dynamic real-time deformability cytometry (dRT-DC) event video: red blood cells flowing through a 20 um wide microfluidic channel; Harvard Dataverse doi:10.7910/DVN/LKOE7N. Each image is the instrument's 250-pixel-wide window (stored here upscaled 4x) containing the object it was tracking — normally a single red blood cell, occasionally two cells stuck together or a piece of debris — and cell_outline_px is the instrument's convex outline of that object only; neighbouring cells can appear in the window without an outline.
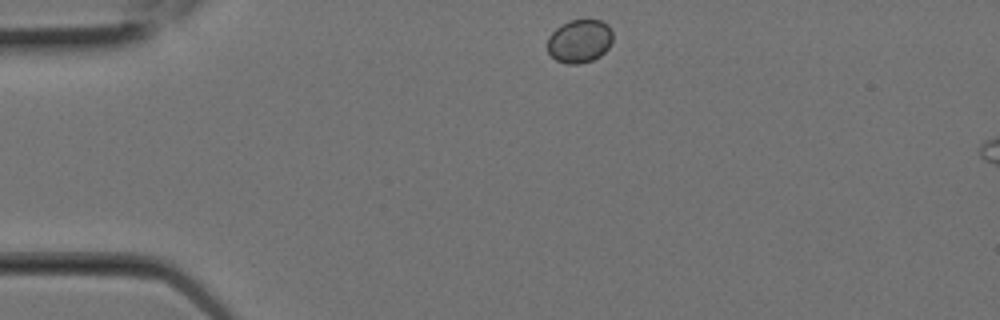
{"species": "Egyptian fruit bat (a non-hibernating species)", "species_latin": "Rousettus aegyptiacus", "temperature_condition": "room temperature", "stored_images_in_passage": 4, "camera_frame_rate_fps": 3000, "um_per_image_px": 0.085, "animal": {"sex": "female"}, "frame": {"image": 1, "passage_image": 1, "time_ms": 0.0, "image_size_px": [1000, 320], "cell_outline_px": [[612, 40], [608, 48], [600, 56], [592, 60], [580, 64], [568, 64], [556, 60], [548, 52], [548, 36], [560, 24], [568, 20], [600, 20], [608, 24], [612, 32]], "centroid_in_image_um": [49.25, 3.48], "position_along_channel_um": 35.7, "area_um2": 16.59}}
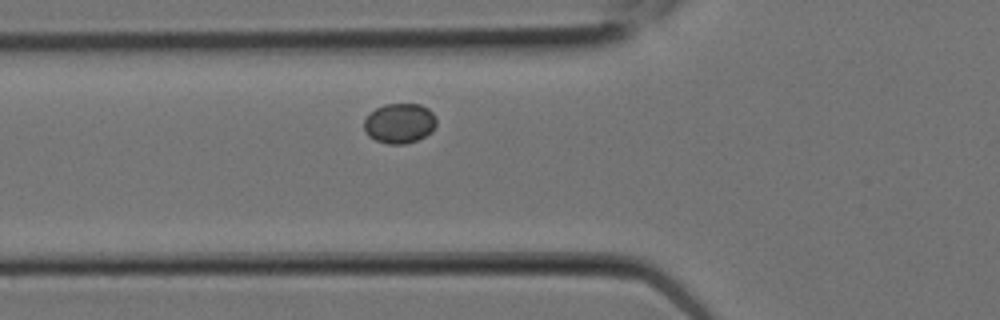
{"frame": {"image": 2, "passage_image": 4, "time_ms": 1.0, "image_size_px": [1000, 320], "cell_outline_px": [[436, 124], [432, 132], [416, 140], [404, 144], [388, 144], [376, 140], [368, 136], [364, 132], [364, 120], [376, 108], [384, 104], [420, 104], [428, 108], [436, 116]], "centroid_in_image_um": [33.97, 10.48], "position_along_channel_um": 91.8, "area_um2": 16.88}}